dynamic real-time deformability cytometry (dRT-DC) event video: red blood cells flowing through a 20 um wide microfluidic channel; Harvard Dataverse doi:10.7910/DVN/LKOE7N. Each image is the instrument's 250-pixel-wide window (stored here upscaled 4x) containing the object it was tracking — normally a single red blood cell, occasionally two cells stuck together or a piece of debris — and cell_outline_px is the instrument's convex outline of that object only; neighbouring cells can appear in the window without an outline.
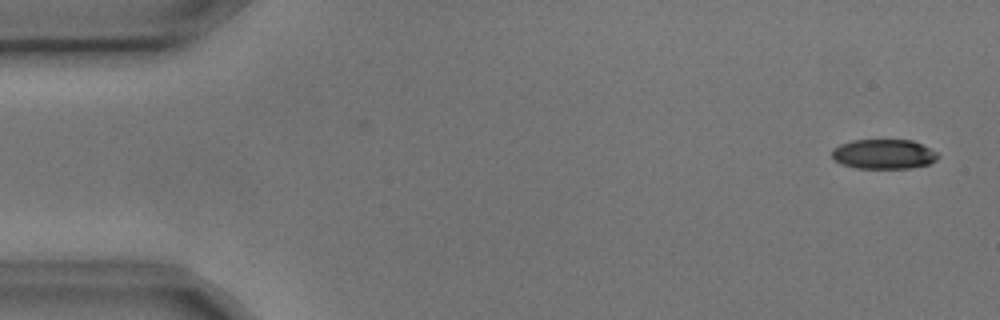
{"species": "common noctule bat (a hibernating species)", "species_latin": "Nyctalus noctula", "temperature_condition": "cold", "stored_images_in_passage": 2, "camera_frame_rate_fps": 3000, "um_per_image_px": 0.085, "animal": {"sex": "male", "body_mass_g": 17.9, "forearm_length_mm": 54.2}, "frame": {"image": 1, "passage_image": 2, "time_ms": 0.333, "image_size_px": [1000, 320], "cell_outline_px": [[940, 156], [936, 160], [928, 164], [912, 168], [856, 168], [840, 164], [832, 156], [832, 148], [840, 144], [852, 140], [912, 140], [936, 152]], "centroid_in_image_um": [75.09, 13.1], "position_along_channel_um": 9.9, "area_um2": 18.32}}